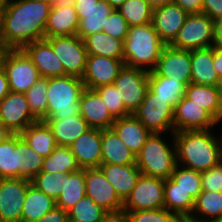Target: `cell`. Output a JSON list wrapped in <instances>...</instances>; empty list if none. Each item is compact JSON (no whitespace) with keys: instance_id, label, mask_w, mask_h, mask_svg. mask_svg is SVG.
Returning <instances> with one entry per match:
<instances>
[{"instance_id":"obj_1","label":"cell","mask_w":222,"mask_h":222,"mask_svg":"<svg viewBox=\"0 0 222 222\" xmlns=\"http://www.w3.org/2000/svg\"><path fill=\"white\" fill-rule=\"evenodd\" d=\"M51 4L32 0H8L0 23V36L9 49H23L44 39Z\"/></svg>"},{"instance_id":"obj_2","label":"cell","mask_w":222,"mask_h":222,"mask_svg":"<svg viewBox=\"0 0 222 222\" xmlns=\"http://www.w3.org/2000/svg\"><path fill=\"white\" fill-rule=\"evenodd\" d=\"M207 130H185L174 133L177 164L203 172L222 162V136Z\"/></svg>"},{"instance_id":"obj_3","label":"cell","mask_w":222,"mask_h":222,"mask_svg":"<svg viewBox=\"0 0 222 222\" xmlns=\"http://www.w3.org/2000/svg\"><path fill=\"white\" fill-rule=\"evenodd\" d=\"M165 45L152 23L129 27L123 45L124 64L152 71Z\"/></svg>"},{"instance_id":"obj_4","label":"cell","mask_w":222,"mask_h":222,"mask_svg":"<svg viewBox=\"0 0 222 222\" xmlns=\"http://www.w3.org/2000/svg\"><path fill=\"white\" fill-rule=\"evenodd\" d=\"M85 89L82 78L58 76L48 78L47 119H66L80 114V97Z\"/></svg>"},{"instance_id":"obj_5","label":"cell","mask_w":222,"mask_h":222,"mask_svg":"<svg viewBox=\"0 0 222 222\" xmlns=\"http://www.w3.org/2000/svg\"><path fill=\"white\" fill-rule=\"evenodd\" d=\"M163 133H151L136 156V165L142 175L168 179L177 165L174 133L172 146L162 138Z\"/></svg>"},{"instance_id":"obj_6","label":"cell","mask_w":222,"mask_h":222,"mask_svg":"<svg viewBox=\"0 0 222 222\" xmlns=\"http://www.w3.org/2000/svg\"><path fill=\"white\" fill-rule=\"evenodd\" d=\"M214 25L215 22L204 13L189 14L169 45L184 50L212 47L214 46Z\"/></svg>"},{"instance_id":"obj_7","label":"cell","mask_w":222,"mask_h":222,"mask_svg":"<svg viewBox=\"0 0 222 222\" xmlns=\"http://www.w3.org/2000/svg\"><path fill=\"white\" fill-rule=\"evenodd\" d=\"M174 107L166 103V100L156 97L148 89L146 96L139 108L134 112V116L151 133H174L173 123Z\"/></svg>"},{"instance_id":"obj_8","label":"cell","mask_w":222,"mask_h":222,"mask_svg":"<svg viewBox=\"0 0 222 222\" xmlns=\"http://www.w3.org/2000/svg\"><path fill=\"white\" fill-rule=\"evenodd\" d=\"M113 85L119 91L125 109L134 114L149 89V72L124 65Z\"/></svg>"},{"instance_id":"obj_9","label":"cell","mask_w":222,"mask_h":222,"mask_svg":"<svg viewBox=\"0 0 222 222\" xmlns=\"http://www.w3.org/2000/svg\"><path fill=\"white\" fill-rule=\"evenodd\" d=\"M2 66L8 78L10 91L26 93L41 78L23 49H9Z\"/></svg>"},{"instance_id":"obj_10","label":"cell","mask_w":222,"mask_h":222,"mask_svg":"<svg viewBox=\"0 0 222 222\" xmlns=\"http://www.w3.org/2000/svg\"><path fill=\"white\" fill-rule=\"evenodd\" d=\"M52 46L64 68L65 75L82 78L88 53L85 43L78 35L45 38Z\"/></svg>"},{"instance_id":"obj_11","label":"cell","mask_w":222,"mask_h":222,"mask_svg":"<svg viewBox=\"0 0 222 222\" xmlns=\"http://www.w3.org/2000/svg\"><path fill=\"white\" fill-rule=\"evenodd\" d=\"M165 179L140 175L135 187L123 202L127 212L164 208Z\"/></svg>"},{"instance_id":"obj_12","label":"cell","mask_w":222,"mask_h":222,"mask_svg":"<svg viewBox=\"0 0 222 222\" xmlns=\"http://www.w3.org/2000/svg\"><path fill=\"white\" fill-rule=\"evenodd\" d=\"M0 122L10 134H20L29 125L38 122L31 113L25 93L10 91L0 101Z\"/></svg>"},{"instance_id":"obj_13","label":"cell","mask_w":222,"mask_h":222,"mask_svg":"<svg viewBox=\"0 0 222 222\" xmlns=\"http://www.w3.org/2000/svg\"><path fill=\"white\" fill-rule=\"evenodd\" d=\"M31 184L23 178L0 179V222H21L23 202Z\"/></svg>"},{"instance_id":"obj_14","label":"cell","mask_w":222,"mask_h":222,"mask_svg":"<svg viewBox=\"0 0 222 222\" xmlns=\"http://www.w3.org/2000/svg\"><path fill=\"white\" fill-rule=\"evenodd\" d=\"M191 50L177 49L165 45L155 68L149 75H160L183 82L191 83Z\"/></svg>"},{"instance_id":"obj_15","label":"cell","mask_w":222,"mask_h":222,"mask_svg":"<svg viewBox=\"0 0 222 222\" xmlns=\"http://www.w3.org/2000/svg\"><path fill=\"white\" fill-rule=\"evenodd\" d=\"M85 189L86 196L107 212L123 209V201L100 168H85Z\"/></svg>"},{"instance_id":"obj_16","label":"cell","mask_w":222,"mask_h":222,"mask_svg":"<svg viewBox=\"0 0 222 222\" xmlns=\"http://www.w3.org/2000/svg\"><path fill=\"white\" fill-rule=\"evenodd\" d=\"M174 133L185 130L212 129L219 122L205 109L191 103L185 96L174 107Z\"/></svg>"},{"instance_id":"obj_17","label":"cell","mask_w":222,"mask_h":222,"mask_svg":"<svg viewBox=\"0 0 222 222\" xmlns=\"http://www.w3.org/2000/svg\"><path fill=\"white\" fill-rule=\"evenodd\" d=\"M124 65V59L88 55L82 77L85 88L95 89L102 85L113 84Z\"/></svg>"},{"instance_id":"obj_18","label":"cell","mask_w":222,"mask_h":222,"mask_svg":"<svg viewBox=\"0 0 222 222\" xmlns=\"http://www.w3.org/2000/svg\"><path fill=\"white\" fill-rule=\"evenodd\" d=\"M188 15L181 6L173 2L153 9L152 24L166 45L175 39Z\"/></svg>"},{"instance_id":"obj_19","label":"cell","mask_w":222,"mask_h":222,"mask_svg":"<svg viewBox=\"0 0 222 222\" xmlns=\"http://www.w3.org/2000/svg\"><path fill=\"white\" fill-rule=\"evenodd\" d=\"M102 129L89 128L70 146L81 169L99 168L101 165Z\"/></svg>"},{"instance_id":"obj_20","label":"cell","mask_w":222,"mask_h":222,"mask_svg":"<svg viewBox=\"0 0 222 222\" xmlns=\"http://www.w3.org/2000/svg\"><path fill=\"white\" fill-rule=\"evenodd\" d=\"M23 50L32 60L41 77L64 76V68L51 44L44 38L26 45Z\"/></svg>"},{"instance_id":"obj_21","label":"cell","mask_w":222,"mask_h":222,"mask_svg":"<svg viewBox=\"0 0 222 222\" xmlns=\"http://www.w3.org/2000/svg\"><path fill=\"white\" fill-rule=\"evenodd\" d=\"M80 115L90 128L109 129L116 120L99 94L88 88L83 90L80 97Z\"/></svg>"},{"instance_id":"obj_22","label":"cell","mask_w":222,"mask_h":222,"mask_svg":"<svg viewBox=\"0 0 222 222\" xmlns=\"http://www.w3.org/2000/svg\"><path fill=\"white\" fill-rule=\"evenodd\" d=\"M111 128L136 156L151 135L133 114L116 119Z\"/></svg>"},{"instance_id":"obj_23","label":"cell","mask_w":222,"mask_h":222,"mask_svg":"<svg viewBox=\"0 0 222 222\" xmlns=\"http://www.w3.org/2000/svg\"><path fill=\"white\" fill-rule=\"evenodd\" d=\"M99 168L123 202L129 196L141 175L136 164L119 165L101 163Z\"/></svg>"},{"instance_id":"obj_24","label":"cell","mask_w":222,"mask_h":222,"mask_svg":"<svg viewBox=\"0 0 222 222\" xmlns=\"http://www.w3.org/2000/svg\"><path fill=\"white\" fill-rule=\"evenodd\" d=\"M191 82L198 85L221 87L213 64V46L191 50Z\"/></svg>"},{"instance_id":"obj_25","label":"cell","mask_w":222,"mask_h":222,"mask_svg":"<svg viewBox=\"0 0 222 222\" xmlns=\"http://www.w3.org/2000/svg\"><path fill=\"white\" fill-rule=\"evenodd\" d=\"M75 10L79 19V28L76 35L84 39L88 35L106 29L107 18L114 8L106 0H99L90 9Z\"/></svg>"},{"instance_id":"obj_26","label":"cell","mask_w":222,"mask_h":222,"mask_svg":"<svg viewBox=\"0 0 222 222\" xmlns=\"http://www.w3.org/2000/svg\"><path fill=\"white\" fill-rule=\"evenodd\" d=\"M101 163L136 164V155L123 143L112 128L102 129Z\"/></svg>"},{"instance_id":"obj_27","label":"cell","mask_w":222,"mask_h":222,"mask_svg":"<svg viewBox=\"0 0 222 222\" xmlns=\"http://www.w3.org/2000/svg\"><path fill=\"white\" fill-rule=\"evenodd\" d=\"M78 28L79 19L74 7L51 8L44 38L76 35Z\"/></svg>"},{"instance_id":"obj_28","label":"cell","mask_w":222,"mask_h":222,"mask_svg":"<svg viewBox=\"0 0 222 222\" xmlns=\"http://www.w3.org/2000/svg\"><path fill=\"white\" fill-rule=\"evenodd\" d=\"M185 97L208 111L218 122L222 121V88L190 83Z\"/></svg>"},{"instance_id":"obj_29","label":"cell","mask_w":222,"mask_h":222,"mask_svg":"<svg viewBox=\"0 0 222 222\" xmlns=\"http://www.w3.org/2000/svg\"><path fill=\"white\" fill-rule=\"evenodd\" d=\"M193 222H222V191H202L195 199Z\"/></svg>"},{"instance_id":"obj_30","label":"cell","mask_w":222,"mask_h":222,"mask_svg":"<svg viewBox=\"0 0 222 222\" xmlns=\"http://www.w3.org/2000/svg\"><path fill=\"white\" fill-rule=\"evenodd\" d=\"M195 199L175 182L171 177L165 179L164 208L177 214L181 219L191 216Z\"/></svg>"},{"instance_id":"obj_31","label":"cell","mask_w":222,"mask_h":222,"mask_svg":"<svg viewBox=\"0 0 222 222\" xmlns=\"http://www.w3.org/2000/svg\"><path fill=\"white\" fill-rule=\"evenodd\" d=\"M55 137L58 146L70 147L72 143L90 127L83 117L69 116L66 119L45 120Z\"/></svg>"},{"instance_id":"obj_32","label":"cell","mask_w":222,"mask_h":222,"mask_svg":"<svg viewBox=\"0 0 222 222\" xmlns=\"http://www.w3.org/2000/svg\"><path fill=\"white\" fill-rule=\"evenodd\" d=\"M23 140L43 158L49 156L57 146L55 137L45 121L29 125L20 133Z\"/></svg>"},{"instance_id":"obj_33","label":"cell","mask_w":222,"mask_h":222,"mask_svg":"<svg viewBox=\"0 0 222 222\" xmlns=\"http://www.w3.org/2000/svg\"><path fill=\"white\" fill-rule=\"evenodd\" d=\"M56 206V201L30 185L23 202L21 222H36Z\"/></svg>"},{"instance_id":"obj_34","label":"cell","mask_w":222,"mask_h":222,"mask_svg":"<svg viewBox=\"0 0 222 222\" xmlns=\"http://www.w3.org/2000/svg\"><path fill=\"white\" fill-rule=\"evenodd\" d=\"M88 55L123 59L124 42L101 31L86 36L84 39Z\"/></svg>"},{"instance_id":"obj_35","label":"cell","mask_w":222,"mask_h":222,"mask_svg":"<svg viewBox=\"0 0 222 222\" xmlns=\"http://www.w3.org/2000/svg\"><path fill=\"white\" fill-rule=\"evenodd\" d=\"M86 195L85 169L64 174V186L56 199V207L68 211Z\"/></svg>"},{"instance_id":"obj_36","label":"cell","mask_w":222,"mask_h":222,"mask_svg":"<svg viewBox=\"0 0 222 222\" xmlns=\"http://www.w3.org/2000/svg\"><path fill=\"white\" fill-rule=\"evenodd\" d=\"M186 85L178 80L160 75H149V89L175 107L185 96Z\"/></svg>"},{"instance_id":"obj_37","label":"cell","mask_w":222,"mask_h":222,"mask_svg":"<svg viewBox=\"0 0 222 222\" xmlns=\"http://www.w3.org/2000/svg\"><path fill=\"white\" fill-rule=\"evenodd\" d=\"M81 170L70 147L56 146L54 151L43 160L41 171L69 174Z\"/></svg>"},{"instance_id":"obj_38","label":"cell","mask_w":222,"mask_h":222,"mask_svg":"<svg viewBox=\"0 0 222 222\" xmlns=\"http://www.w3.org/2000/svg\"><path fill=\"white\" fill-rule=\"evenodd\" d=\"M19 152L16 134L0 141V179L19 178Z\"/></svg>"},{"instance_id":"obj_39","label":"cell","mask_w":222,"mask_h":222,"mask_svg":"<svg viewBox=\"0 0 222 222\" xmlns=\"http://www.w3.org/2000/svg\"><path fill=\"white\" fill-rule=\"evenodd\" d=\"M16 147L20 150L19 178L31 181L41 171L44 158L30 148L20 134H16Z\"/></svg>"},{"instance_id":"obj_40","label":"cell","mask_w":222,"mask_h":222,"mask_svg":"<svg viewBox=\"0 0 222 222\" xmlns=\"http://www.w3.org/2000/svg\"><path fill=\"white\" fill-rule=\"evenodd\" d=\"M117 10L130 27L152 23L153 8L145 0H126Z\"/></svg>"},{"instance_id":"obj_41","label":"cell","mask_w":222,"mask_h":222,"mask_svg":"<svg viewBox=\"0 0 222 222\" xmlns=\"http://www.w3.org/2000/svg\"><path fill=\"white\" fill-rule=\"evenodd\" d=\"M48 78L41 77L25 94L32 115L38 121L47 119Z\"/></svg>"},{"instance_id":"obj_42","label":"cell","mask_w":222,"mask_h":222,"mask_svg":"<svg viewBox=\"0 0 222 222\" xmlns=\"http://www.w3.org/2000/svg\"><path fill=\"white\" fill-rule=\"evenodd\" d=\"M67 212L69 219L75 222H101L107 213L104 208L86 195Z\"/></svg>"},{"instance_id":"obj_43","label":"cell","mask_w":222,"mask_h":222,"mask_svg":"<svg viewBox=\"0 0 222 222\" xmlns=\"http://www.w3.org/2000/svg\"><path fill=\"white\" fill-rule=\"evenodd\" d=\"M181 167V168H180ZM171 178L194 199L202 192L201 172L176 165Z\"/></svg>"},{"instance_id":"obj_44","label":"cell","mask_w":222,"mask_h":222,"mask_svg":"<svg viewBox=\"0 0 222 222\" xmlns=\"http://www.w3.org/2000/svg\"><path fill=\"white\" fill-rule=\"evenodd\" d=\"M38 190L43 191L47 196L52 197L55 201L60 196L64 186V174L59 172L40 171L32 180Z\"/></svg>"},{"instance_id":"obj_45","label":"cell","mask_w":222,"mask_h":222,"mask_svg":"<svg viewBox=\"0 0 222 222\" xmlns=\"http://www.w3.org/2000/svg\"><path fill=\"white\" fill-rule=\"evenodd\" d=\"M94 90L99 94L110 114L115 119L130 115V113L125 109L119 91H117L113 84L102 85Z\"/></svg>"},{"instance_id":"obj_46","label":"cell","mask_w":222,"mask_h":222,"mask_svg":"<svg viewBox=\"0 0 222 222\" xmlns=\"http://www.w3.org/2000/svg\"><path fill=\"white\" fill-rule=\"evenodd\" d=\"M130 222H178L181 218L167 210L147 209L127 212Z\"/></svg>"},{"instance_id":"obj_47","label":"cell","mask_w":222,"mask_h":222,"mask_svg":"<svg viewBox=\"0 0 222 222\" xmlns=\"http://www.w3.org/2000/svg\"><path fill=\"white\" fill-rule=\"evenodd\" d=\"M129 27L130 26L120 12L114 9L107 18L106 29H102V31L124 42L127 38Z\"/></svg>"},{"instance_id":"obj_48","label":"cell","mask_w":222,"mask_h":222,"mask_svg":"<svg viewBox=\"0 0 222 222\" xmlns=\"http://www.w3.org/2000/svg\"><path fill=\"white\" fill-rule=\"evenodd\" d=\"M202 191H222V162L201 172Z\"/></svg>"},{"instance_id":"obj_49","label":"cell","mask_w":222,"mask_h":222,"mask_svg":"<svg viewBox=\"0 0 222 222\" xmlns=\"http://www.w3.org/2000/svg\"><path fill=\"white\" fill-rule=\"evenodd\" d=\"M202 13L214 22L222 19V0H203Z\"/></svg>"},{"instance_id":"obj_50","label":"cell","mask_w":222,"mask_h":222,"mask_svg":"<svg viewBox=\"0 0 222 222\" xmlns=\"http://www.w3.org/2000/svg\"><path fill=\"white\" fill-rule=\"evenodd\" d=\"M68 220V212L55 206L36 222H68Z\"/></svg>"},{"instance_id":"obj_51","label":"cell","mask_w":222,"mask_h":222,"mask_svg":"<svg viewBox=\"0 0 222 222\" xmlns=\"http://www.w3.org/2000/svg\"><path fill=\"white\" fill-rule=\"evenodd\" d=\"M181 6L188 14L202 13L203 0H172Z\"/></svg>"},{"instance_id":"obj_52","label":"cell","mask_w":222,"mask_h":222,"mask_svg":"<svg viewBox=\"0 0 222 222\" xmlns=\"http://www.w3.org/2000/svg\"><path fill=\"white\" fill-rule=\"evenodd\" d=\"M101 222H130L128 213L124 209L108 211Z\"/></svg>"},{"instance_id":"obj_53","label":"cell","mask_w":222,"mask_h":222,"mask_svg":"<svg viewBox=\"0 0 222 222\" xmlns=\"http://www.w3.org/2000/svg\"><path fill=\"white\" fill-rule=\"evenodd\" d=\"M213 64L218 78L222 83V49L213 46Z\"/></svg>"},{"instance_id":"obj_54","label":"cell","mask_w":222,"mask_h":222,"mask_svg":"<svg viewBox=\"0 0 222 222\" xmlns=\"http://www.w3.org/2000/svg\"><path fill=\"white\" fill-rule=\"evenodd\" d=\"M10 92L8 78L3 66H0V101Z\"/></svg>"},{"instance_id":"obj_55","label":"cell","mask_w":222,"mask_h":222,"mask_svg":"<svg viewBox=\"0 0 222 222\" xmlns=\"http://www.w3.org/2000/svg\"><path fill=\"white\" fill-rule=\"evenodd\" d=\"M214 46L222 49V19L214 25Z\"/></svg>"},{"instance_id":"obj_56","label":"cell","mask_w":222,"mask_h":222,"mask_svg":"<svg viewBox=\"0 0 222 222\" xmlns=\"http://www.w3.org/2000/svg\"><path fill=\"white\" fill-rule=\"evenodd\" d=\"M99 0H76L74 9H90Z\"/></svg>"},{"instance_id":"obj_57","label":"cell","mask_w":222,"mask_h":222,"mask_svg":"<svg viewBox=\"0 0 222 222\" xmlns=\"http://www.w3.org/2000/svg\"><path fill=\"white\" fill-rule=\"evenodd\" d=\"M76 0H52L51 8L74 7Z\"/></svg>"},{"instance_id":"obj_58","label":"cell","mask_w":222,"mask_h":222,"mask_svg":"<svg viewBox=\"0 0 222 222\" xmlns=\"http://www.w3.org/2000/svg\"><path fill=\"white\" fill-rule=\"evenodd\" d=\"M153 9L172 3V0H145Z\"/></svg>"},{"instance_id":"obj_59","label":"cell","mask_w":222,"mask_h":222,"mask_svg":"<svg viewBox=\"0 0 222 222\" xmlns=\"http://www.w3.org/2000/svg\"><path fill=\"white\" fill-rule=\"evenodd\" d=\"M9 48L6 46L3 39L0 37V66L3 65L5 55L7 54Z\"/></svg>"},{"instance_id":"obj_60","label":"cell","mask_w":222,"mask_h":222,"mask_svg":"<svg viewBox=\"0 0 222 222\" xmlns=\"http://www.w3.org/2000/svg\"><path fill=\"white\" fill-rule=\"evenodd\" d=\"M10 135V132L6 127L0 122V141L4 140Z\"/></svg>"},{"instance_id":"obj_61","label":"cell","mask_w":222,"mask_h":222,"mask_svg":"<svg viewBox=\"0 0 222 222\" xmlns=\"http://www.w3.org/2000/svg\"><path fill=\"white\" fill-rule=\"evenodd\" d=\"M114 9H118L126 0H106Z\"/></svg>"},{"instance_id":"obj_62","label":"cell","mask_w":222,"mask_h":222,"mask_svg":"<svg viewBox=\"0 0 222 222\" xmlns=\"http://www.w3.org/2000/svg\"><path fill=\"white\" fill-rule=\"evenodd\" d=\"M7 1L8 0H0V23L2 20V16L4 15L5 10H6Z\"/></svg>"},{"instance_id":"obj_63","label":"cell","mask_w":222,"mask_h":222,"mask_svg":"<svg viewBox=\"0 0 222 222\" xmlns=\"http://www.w3.org/2000/svg\"><path fill=\"white\" fill-rule=\"evenodd\" d=\"M32 1H40V2H44V3H49L51 4L52 3V0H32Z\"/></svg>"},{"instance_id":"obj_64","label":"cell","mask_w":222,"mask_h":222,"mask_svg":"<svg viewBox=\"0 0 222 222\" xmlns=\"http://www.w3.org/2000/svg\"><path fill=\"white\" fill-rule=\"evenodd\" d=\"M178 222H193V221L190 219H180Z\"/></svg>"}]
</instances>
